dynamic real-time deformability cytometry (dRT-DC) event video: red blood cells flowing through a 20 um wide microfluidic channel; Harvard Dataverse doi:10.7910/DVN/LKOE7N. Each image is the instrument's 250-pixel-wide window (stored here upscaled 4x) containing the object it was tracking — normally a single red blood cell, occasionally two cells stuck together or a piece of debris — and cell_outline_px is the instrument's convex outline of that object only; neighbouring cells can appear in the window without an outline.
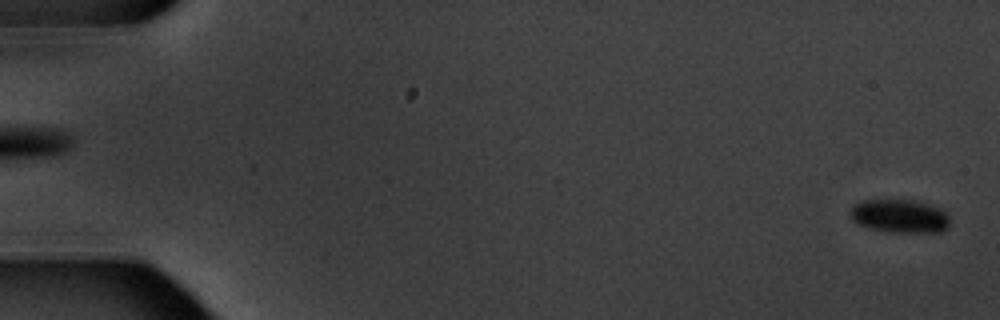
{"species": "common noctule bat (a hibernating species)", "species_latin": "Nyctalus noctula", "temperature_condition": "warm", "stored_images_in_passage": 7, "segment_of_instrument_passage": [2, 2], "camera_frame_rate_fps": 3000, "um_per_image_px": 0.085, "animal": {"sex": "male", "body_mass_g": 20.1, "forearm_length_mm": 53.5}, "frame": {"image": 1, "passage_image": 7, "time_ms": 7.0, "image_size_px": [1000, 320], "cell_outline_px": [[948, 228], [940, 232], [884, 232], [868, 228], [856, 224], [852, 220], [848, 212], [852, 204], [860, 200], [920, 200], [940, 208], [948, 216]], "centroid_in_image_um": [76.41, 18.36], "position_along_channel_um": 8.6, "area_um2": 19.88}}